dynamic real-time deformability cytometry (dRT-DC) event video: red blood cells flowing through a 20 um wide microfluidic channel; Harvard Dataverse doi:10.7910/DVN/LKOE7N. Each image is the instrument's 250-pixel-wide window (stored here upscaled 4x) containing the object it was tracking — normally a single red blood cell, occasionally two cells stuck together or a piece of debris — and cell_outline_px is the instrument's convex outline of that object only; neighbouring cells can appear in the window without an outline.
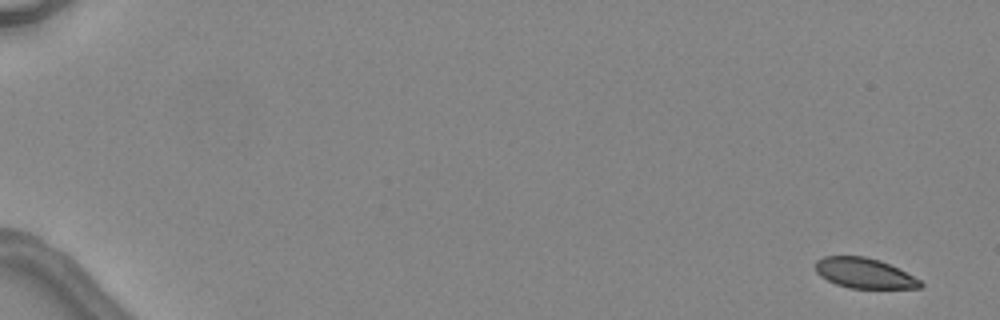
{"species": "common noctule bat (a hibernating species)", "species_latin": "Nyctalus noctula", "temperature_condition": "warm", "stored_images_in_passage": 6, "camera_frame_rate_fps": 3000, "um_per_image_px": 0.085, "animal": {"sex": "female", "body_mass_g": 24.6, "forearm_length_mm": 56.2}, "frame": {"image": 1, "passage_image": 1, "time_ms": 0.0, "image_size_px": [1000, 320], "cell_outline_px": [[924, 284], [920, 288], [848, 288], [836, 284], [820, 276], [816, 272], [816, 260], [824, 256], [864, 256], [880, 260], [920, 280]], "centroid_in_image_um": [73.43, 23.22], "position_along_channel_um": 11.6, "area_um2": 18.26}}
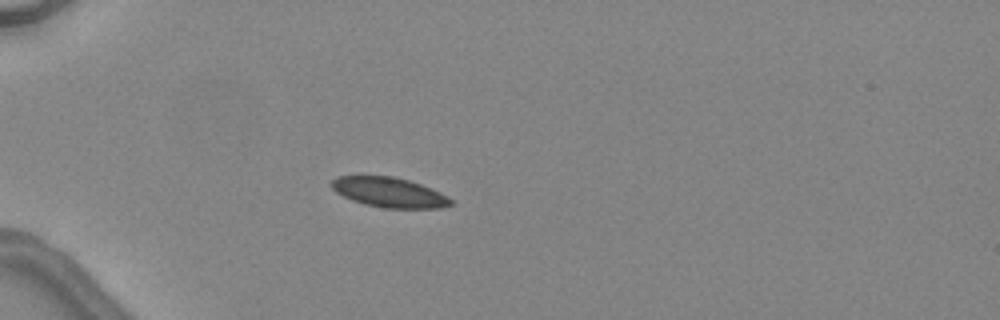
{"frame": {"image": 2, "passage_image": 5, "time_ms": 4.667, "image_size_px": [1000, 320], "cell_outline_px": [[452, 204], [440, 208], [384, 208], [364, 204], [352, 200], [336, 192], [328, 184], [336, 176], [392, 176], [408, 180], [432, 188], [448, 196], [452, 200]], "centroid_in_image_um": [33.07, 16.35], "position_along_channel_um": 51.9, "area_um2": 20.81}}